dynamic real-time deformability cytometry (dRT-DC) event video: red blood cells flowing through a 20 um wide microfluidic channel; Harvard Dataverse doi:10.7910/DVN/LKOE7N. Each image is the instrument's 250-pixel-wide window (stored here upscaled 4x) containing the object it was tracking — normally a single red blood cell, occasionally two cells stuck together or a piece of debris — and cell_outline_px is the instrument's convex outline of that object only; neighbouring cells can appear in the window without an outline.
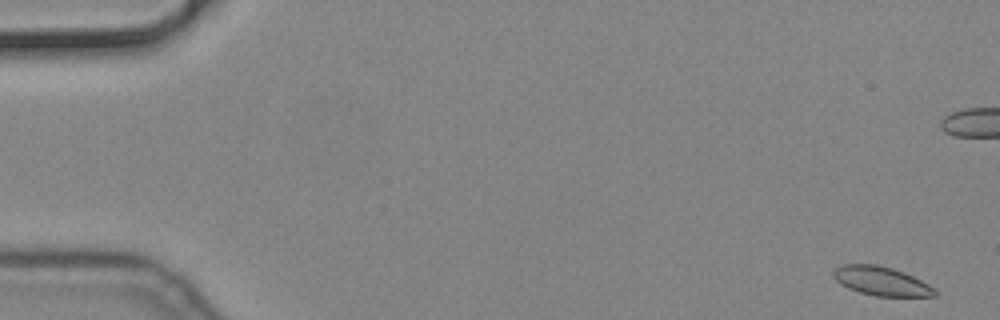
{"species": "common noctule bat (a hibernating species)", "species_latin": "Nyctalus noctula", "temperature_condition": "cold", "stored_images_in_passage": 58, "camera_frame_rate_fps": 3000, "um_per_image_px": 0.085, "animal": {"sex": "male", "body_mass_g": 19.2, "forearm_length_mm": 51.8}, "frame": {"image": 1, "passage_image": 2, "time_ms": 0.333, "image_size_px": [1000, 320], "cell_outline_px": [[940, 292], [936, 296], [876, 296], [860, 292], [848, 288], [840, 284], [832, 276], [832, 272], [840, 264], [876, 264], [892, 268], [904, 272], [936, 288]], "centroid_in_image_um": [74.92, 23.89], "position_along_channel_um": 10.1, "area_um2": 17.22}}
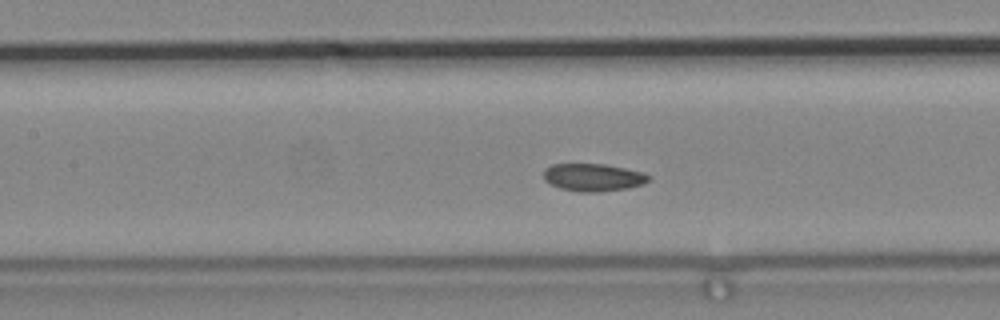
{"frame": {"image": 2, "passage_image": 26, "time_ms": 8.333, "image_size_px": [1000, 320], "cell_outline_px": [[652, 176], [644, 184], [628, 188], [600, 192], [580, 192], [560, 188], [544, 180], [544, 168], [552, 164], [604, 164], [644, 172]], "centroid_in_image_um": [50.44, 15.08], "position_along_channel_um": 157.0, "area_um2": 16.99}}
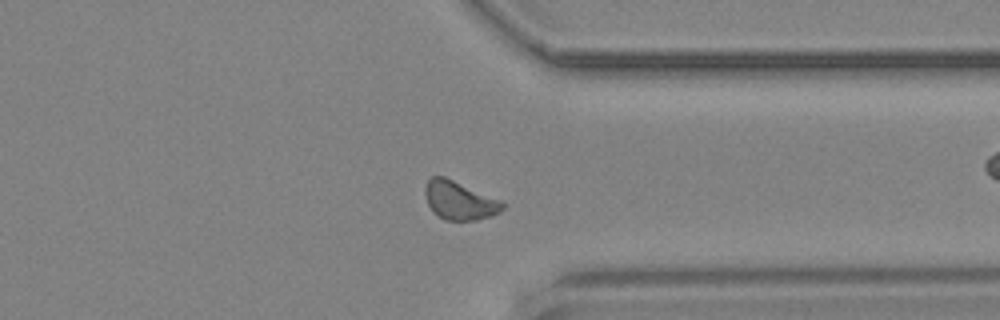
{"frame": {"image": 3, "passage_image": 44, "time_ms": 14.333, "image_size_px": [1000, 320], "cell_outline_px": [[504, 208], [500, 212], [492, 216], [476, 220], [444, 220], [432, 212], [428, 204], [424, 192], [424, 188], [428, 180], [432, 176], [444, 176], [496, 200], [504, 204]], "centroid_in_image_um": [38.98, 17.06], "position_along_channel_um": 372.4, "area_um2": 16.94}}